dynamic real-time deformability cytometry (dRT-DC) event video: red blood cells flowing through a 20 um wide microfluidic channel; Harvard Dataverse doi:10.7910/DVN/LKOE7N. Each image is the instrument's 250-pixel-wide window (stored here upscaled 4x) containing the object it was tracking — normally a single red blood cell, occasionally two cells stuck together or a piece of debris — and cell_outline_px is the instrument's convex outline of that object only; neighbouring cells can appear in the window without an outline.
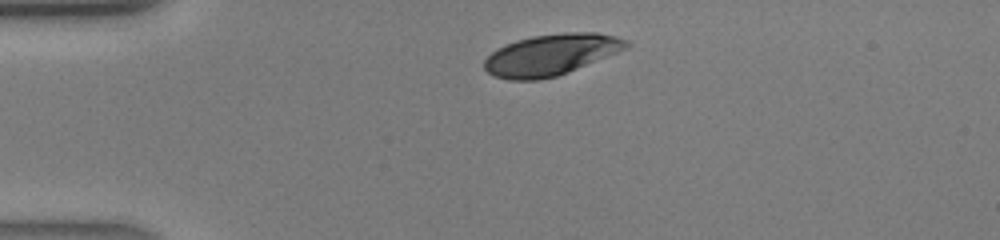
{"species": "human", "species_latin": "Homo sapiens", "temperature_condition": "warm", "stored_images_in_passage": 33, "camera_frame_rate_fps": 3000, "um_per_image_px": 0.085, "donor": {"sex": "male"}, "frame": {"image": 1, "passage_image": 1, "time_ms": 0.0, "image_size_px": [1000, 240], "cell_outline_px": [[632, 44], [628, 48], [556, 76], [540, 80], [508, 80], [492, 76], [484, 68], [484, 60], [496, 48], [516, 40], [532, 36], [564, 32], [600, 32], [616, 36], [628, 40]], "centroid_in_image_um": [46.83, 4.64], "position_along_channel_um": 38.2, "area_um2": 34.22}}
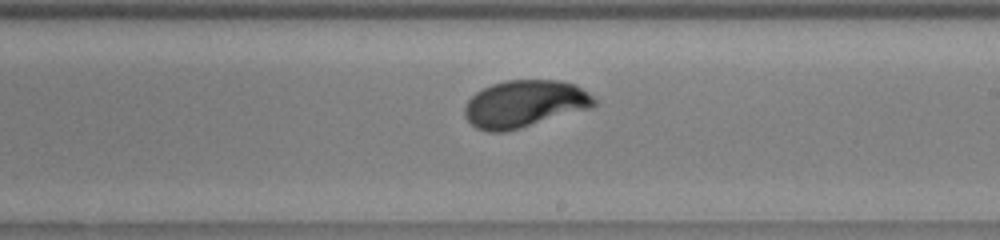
{"frame": {"image": 2, "passage_image": 16, "time_ms": 5.0, "image_size_px": [1000, 240], "cell_outline_px": [[596, 104], [592, 108], [520, 128], [504, 132], [488, 132], [476, 128], [464, 116], [464, 108], [468, 100], [476, 92], [492, 84], [508, 80], [560, 80], [572, 84], [588, 92], [596, 100]], "centroid_in_image_um": [44.58, 8.83], "position_along_channel_um": 244.4, "area_um2": 35.49}}
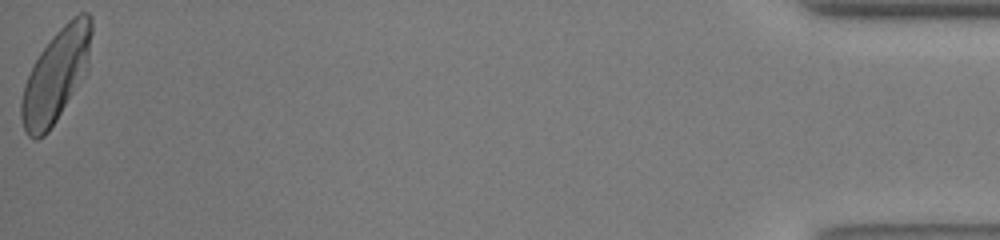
{"frame": {"image": 3, "passage_image": 33, "time_ms": 10.667, "image_size_px": [1000, 240], "cell_outline_px": [[92, 32], [88, 68], [84, 76], [56, 120], [48, 132], [44, 136], [36, 140], [28, 136], [24, 128], [20, 116], [20, 104], [24, 84], [40, 52], [52, 36], [72, 16], [80, 12], [88, 12], [92, 16]], "centroid_in_image_um": [4.77, 6.39], "position_along_channel_um": 430.4, "area_um2": 37.74}}